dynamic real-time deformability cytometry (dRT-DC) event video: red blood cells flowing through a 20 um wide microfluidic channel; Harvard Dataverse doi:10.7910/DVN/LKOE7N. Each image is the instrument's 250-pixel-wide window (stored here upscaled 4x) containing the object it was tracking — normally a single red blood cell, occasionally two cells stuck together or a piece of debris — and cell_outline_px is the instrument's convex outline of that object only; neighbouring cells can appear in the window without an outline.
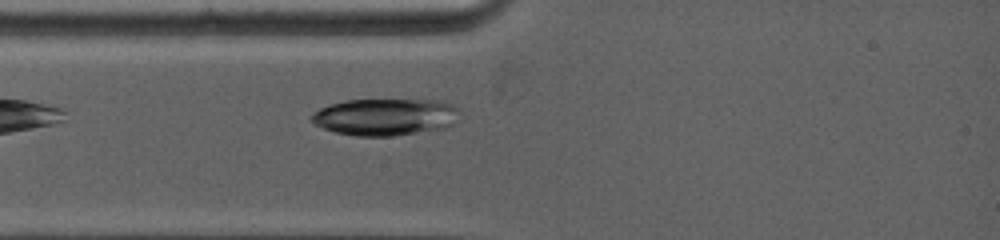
{"species": "common noctule bat (a hibernating species)", "species_latin": "Nyctalus noctula", "temperature_condition": "warm", "stored_images_in_passage": 2, "camera_frame_rate_fps": 5000, "um_per_image_px": 0.085, "animal": {"sex": "female", "body_mass_g": 19.0, "forearm_length_mm": 53.3}, "frame": {"image": 1, "passage_image": 2, "time_ms": 1.0, "image_size_px": [1000, 240], "cell_outline_px": [[460, 108], [452, 124], [444, 128], [392, 136], [356, 136], [336, 132], [324, 128], [316, 124], [312, 120], [312, 112], [320, 108], [332, 104], [348, 100], [436, 100], [452, 104]], "centroid_in_image_um": [32.74, 9.93], "position_along_channel_um": 52.3, "area_um2": 31.56}}